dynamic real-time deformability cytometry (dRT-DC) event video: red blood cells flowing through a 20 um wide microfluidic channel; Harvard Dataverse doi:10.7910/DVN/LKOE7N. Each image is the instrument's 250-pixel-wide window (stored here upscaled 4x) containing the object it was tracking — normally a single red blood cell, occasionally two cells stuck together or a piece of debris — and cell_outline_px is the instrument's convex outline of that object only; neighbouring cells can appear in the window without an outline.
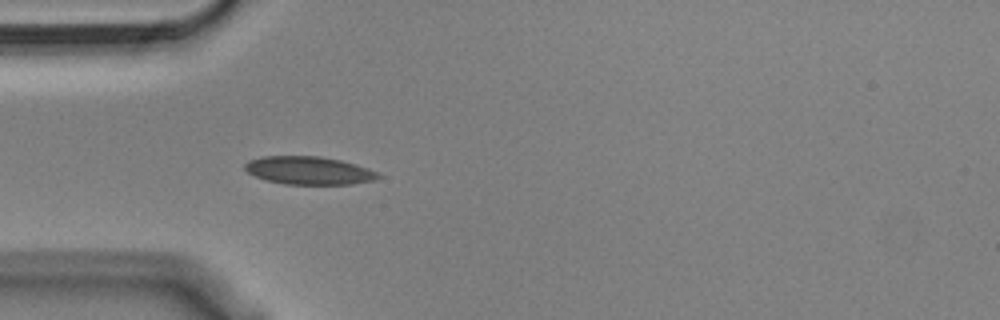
{"species": "Egyptian fruit bat (a non-hibernating species)", "species_latin": "Rousettus aegyptiacus", "temperature_condition": "cold", "stored_images_in_passage": 40, "camera_frame_rate_fps": 3000, "um_per_image_px": 0.085, "animal": {"sex": "male"}, "frame": {"image": 1, "passage_image": 1, "time_ms": 0.0, "image_size_px": [1000, 320], "cell_outline_px": [[384, 176], [372, 180], [352, 184], [284, 184], [264, 180], [248, 172], [244, 168], [244, 164], [248, 160], [264, 156], [320, 156], [340, 160], [356, 164], [368, 168]], "centroid_in_image_um": [26.24, 14.49], "position_along_channel_um": 58.8, "area_um2": 21.79}}
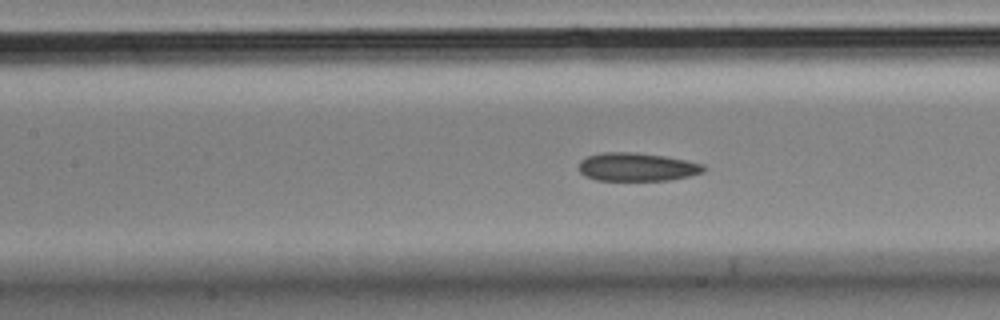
{"frame": {"image": 2, "passage_image": 9, "time_ms": 2.667, "image_size_px": [1000, 320], "cell_outline_px": [[708, 168], [704, 172], [688, 176], [668, 180], [596, 180], [584, 176], [580, 172], [580, 160], [588, 156], [604, 152], [636, 152], [664, 156], [704, 164]], "centroid_in_image_um": [54.15, 14.19], "position_along_channel_um": 153.2, "area_um2": 20.58}}
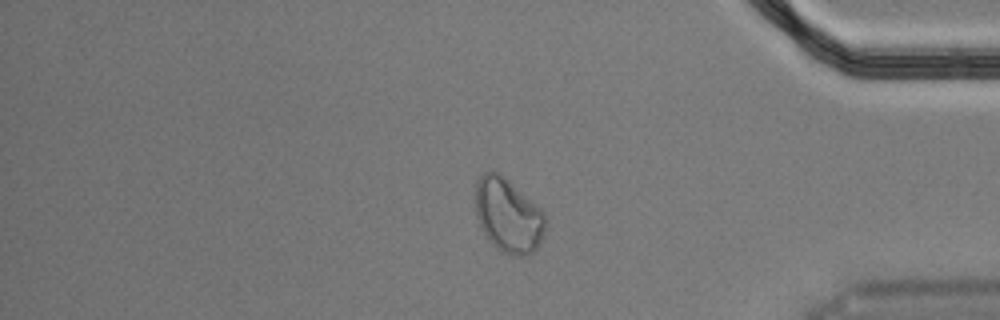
{"frame": {"image": 3, "passage_image": 31, "time_ms": 10.0, "image_size_px": [1000, 320], "cell_outline_px": [[548, 224], [536, 248], [528, 256], [512, 256], [496, 248], [488, 240], [476, 216], [476, 184], [480, 176], [484, 172], [496, 172], [504, 176], [540, 208], [544, 212], [548, 220]], "centroid_in_image_um": [43.22, 18.33], "position_along_channel_um": 392.0, "area_um2": 30.17}, "authors_computed_cell_mechanics": {"area_um2": 21.4149, "velocity_mm_per_s": 3.6072, "shape_relaxation_time_tau1_ms": 4.9581, "shape_relaxation_time_tau2_ms": 9.1295, "deformation_change_tau1": 0.1046, "deformation_change_tau2": 0.1192}}